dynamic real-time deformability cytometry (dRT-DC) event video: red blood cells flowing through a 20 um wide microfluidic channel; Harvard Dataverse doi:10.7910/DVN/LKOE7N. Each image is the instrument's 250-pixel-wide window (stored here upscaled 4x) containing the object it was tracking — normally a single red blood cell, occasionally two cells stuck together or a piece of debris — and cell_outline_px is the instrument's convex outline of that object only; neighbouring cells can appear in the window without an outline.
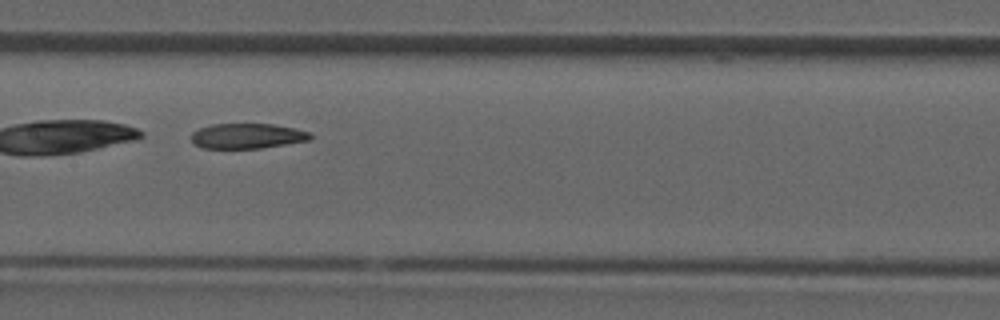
{"species": "common noctule bat (a hibernating species)", "species_latin": "Nyctalus noctula", "temperature_condition": "room temperature", "stored_images_in_passage": 32, "camera_frame_rate_fps": 3000, "um_per_image_px": 0.085, "animal": {"sex": "male", "forearm_length_mm": 52.5}, "frame": {"image": 1, "passage_image": 14, "time_ms": 4.333, "image_size_px": [1000, 320], "cell_outline_px": [[312, 140], [260, 148], [200, 148], [192, 140], [192, 132], [200, 128], [212, 124], [272, 124], [312, 132]], "centroid_in_image_um": [21.04, 11.56], "position_along_channel_um": 186.4, "area_um2": 17.4}}
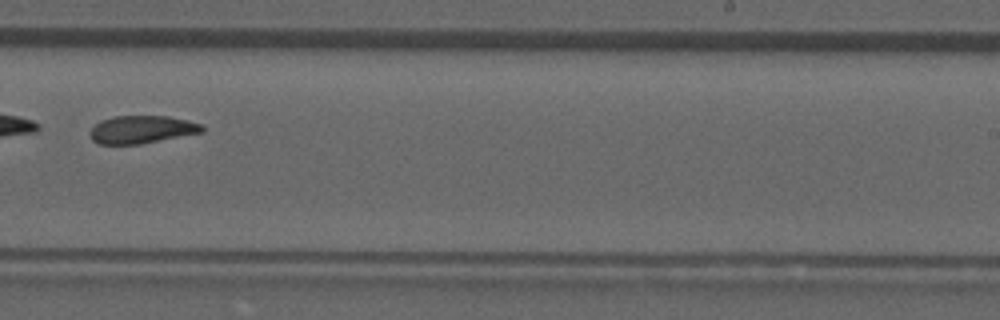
{"frame": {"image": 2, "passage_image": 19, "time_ms": 6.0, "image_size_px": [1000, 320], "cell_outline_px": [[204, 132], [140, 144], [100, 144], [92, 140], [88, 132], [100, 120], [112, 116], [168, 116], [188, 120], [200, 124], [204, 128]], "centroid_in_image_um": [12.03, 11.0], "position_along_channel_um": 277.0, "area_um2": 18.21}}